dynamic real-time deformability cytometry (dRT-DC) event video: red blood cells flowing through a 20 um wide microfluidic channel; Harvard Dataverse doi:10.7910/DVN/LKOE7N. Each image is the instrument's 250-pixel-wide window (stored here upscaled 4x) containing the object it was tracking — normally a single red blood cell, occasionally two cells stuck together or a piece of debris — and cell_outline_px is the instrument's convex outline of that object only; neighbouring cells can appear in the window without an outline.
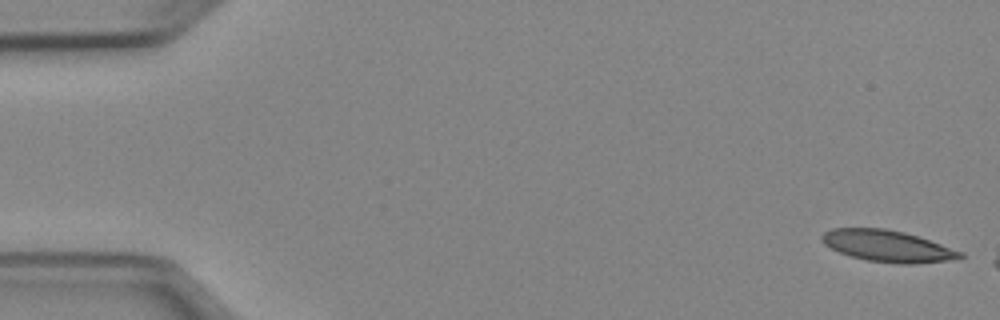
{"species": "Egyptian fruit bat (a non-hibernating species)", "species_latin": "Rousettus aegyptiacus", "temperature_condition": "cold", "stored_images_in_passage": 8, "camera_frame_rate_fps": 3000, "um_per_image_px": 0.085, "animal": {"sex": "female"}, "frame": {"image": 1, "passage_image": 1, "time_ms": 0.0, "image_size_px": [1000, 320], "cell_outline_px": [[964, 256], [948, 260], [912, 264], [900, 264], [868, 260], [852, 256], [840, 252], [824, 244], [820, 240], [820, 236], [824, 232], [832, 228], [884, 228], [904, 232], [964, 252]], "centroid_in_image_um": [75.41, 20.9], "position_along_channel_um": 9.6, "area_um2": 25.09}}